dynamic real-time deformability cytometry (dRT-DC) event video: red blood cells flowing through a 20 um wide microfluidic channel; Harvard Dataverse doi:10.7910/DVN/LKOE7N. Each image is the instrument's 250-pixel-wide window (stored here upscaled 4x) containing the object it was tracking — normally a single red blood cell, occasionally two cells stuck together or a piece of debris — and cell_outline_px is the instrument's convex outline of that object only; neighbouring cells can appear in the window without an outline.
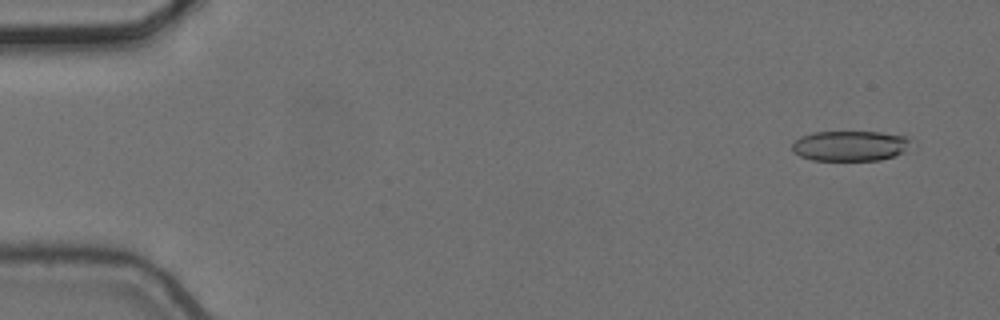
{"species": "common noctule bat (a hibernating species)", "species_latin": "Nyctalus noctula", "temperature_condition": "cold", "stored_images_in_passage": 5, "camera_frame_rate_fps": 3000, "um_per_image_px": 0.085, "animal": {"sex": "female", "body_mass_g": 24.6, "forearm_length_mm": 56.2}, "frame": {"image": 1, "passage_image": 1, "time_ms": 0.0, "image_size_px": [1000, 320], "cell_outline_px": [[908, 140], [904, 152], [880, 160], [812, 160], [800, 156], [792, 152], [792, 144], [800, 136], [812, 132], [880, 132], [904, 136]], "centroid_in_image_um": [72.17, 12.4], "position_along_channel_um": 12.8, "area_um2": 20.69}}
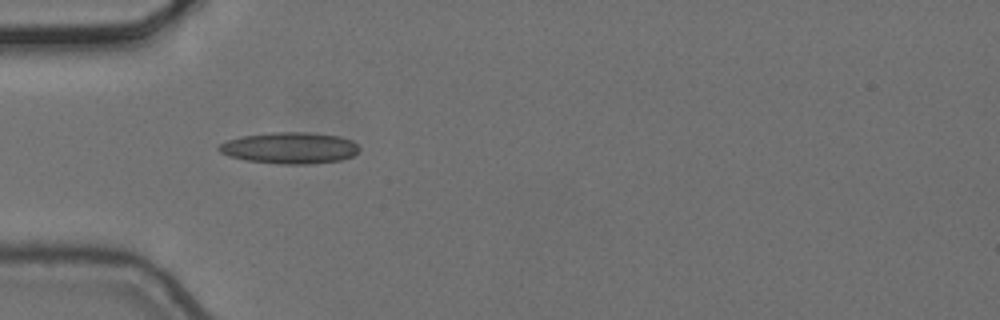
{"frame": {"image": 2, "passage_image": 4, "time_ms": 1.0, "image_size_px": [1000, 320], "cell_outline_px": [[360, 148], [352, 156], [340, 160], [308, 164], [280, 164], [248, 160], [228, 156], [220, 152], [216, 148], [220, 144], [228, 140], [244, 136], [272, 132], [308, 132], [340, 136], [352, 140]], "centroid_in_image_um": [24.63, 12.57], "position_along_channel_um": 60.4, "area_um2": 25.55}}
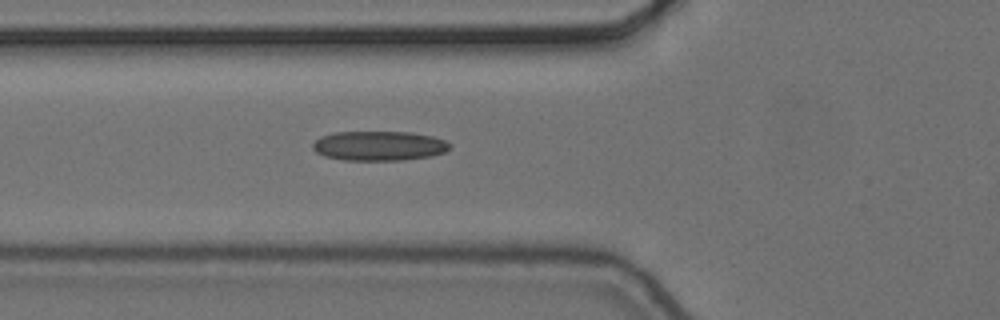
{"frame": {"image": 3, "passage_image": 5, "time_ms": 1.333, "image_size_px": [1000, 320], "cell_outline_px": [[452, 148], [444, 152], [432, 156], [404, 160], [344, 160], [324, 156], [316, 152], [312, 148], [312, 144], [320, 136], [336, 132], [412, 132], [432, 136], [444, 140], [452, 144]], "centroid_in_image_um": [32.24, 12.4], "position_along_channel_um": 93.6, "area_um2": 23.81}}